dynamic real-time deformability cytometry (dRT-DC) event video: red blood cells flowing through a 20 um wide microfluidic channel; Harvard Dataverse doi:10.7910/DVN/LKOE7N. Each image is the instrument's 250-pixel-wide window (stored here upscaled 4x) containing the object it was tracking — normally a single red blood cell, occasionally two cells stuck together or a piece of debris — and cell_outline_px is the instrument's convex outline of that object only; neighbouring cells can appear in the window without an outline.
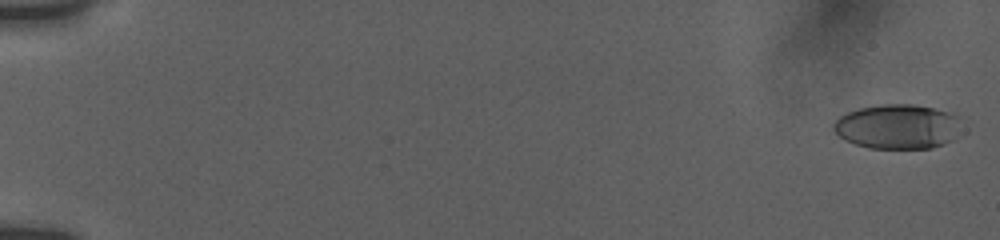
{"species": "human", "species_latin": "Homo sapiens", "temperature_condition": "room temperature", "stored_images_in_passage": 57, "camera_frame_rate_fps": 3000, "um_per_image_px": 0.085, "donor": {"sex": "female"}, "frame": {"image": 1, "passage_image": 2, "time_ms": 0.333, "image_size_px": [1000, 240], "cell_outline_px": [[956, 116], [952, 140], [944, 144], [932, 148], [868, 148], [844, 140], [832, 128], [832, 124], [840, 116], [848, 112], [860, 108], [884, 104], [916, 104], [948, 112]], "centroid_in_image_um": [76.19, 10.76], "position_along_channel_um": 8.8, "area_um2": 32.54}}
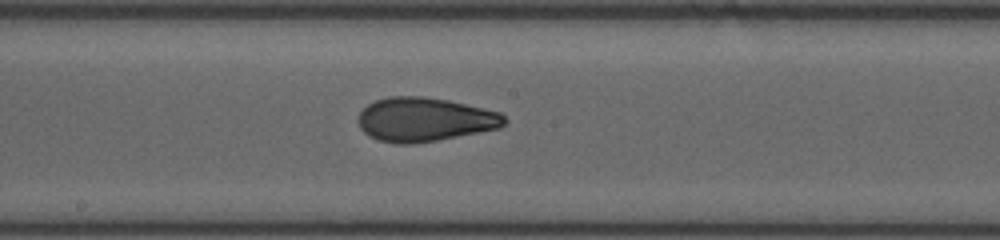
{"frame": {"image": 2, "passage_image": 33, "time_ms": 10.667, "image_size_px": [1000, 240], "cell_outline_px": [[508, 120], [500, 128], [436, 140], [412, 144], [396, 144], [380, 140], [368, 136], [360, 128], [356, 120], [360, 112], [368, 104], [376, 100], [388, 96], [424, 96], [448, 100], [500, 112]], "centroid_in_image_um": [36.06, 10.15], "position_along_channel_um": 212.1, "area_um2": 37.51}}
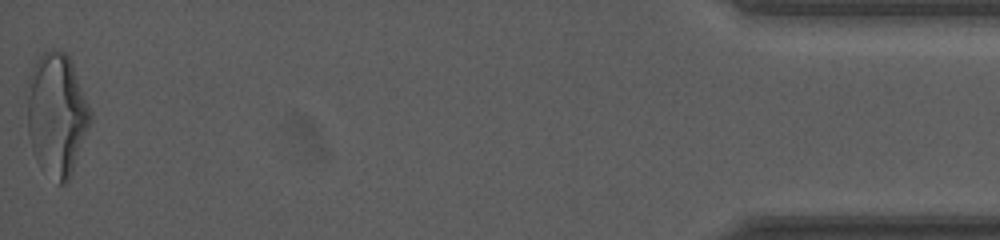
{"frame": {"image": 3, "passage_image": 57, "time_ms": 18.667, "image_size_px": [1000, 240], "cell_outline_px": [[92, 120], [68, 180], [64, 184], [60, 184], [36, 160], [32, 148], [28, 132], [28, 76], [32, 68], [40, 56], [44, 52], [64, 52], [68, 56], [72, 64], [92, 112]], "centroid_in_image_um": [4.83, 9.72], "position_along_channel_um": 430.4, "area_um2": 44.16}, "authors_computed_cell_mechanics": {"area_um2": 36.2406, "velocity_mm_per_s": 3.7748, "shape_relaxation_time_tau1_ms": 5.7418, "shape_relaxation_time_tau2_ms": 1.2832, "deformation_change_tau1": 0.2007, "deformation_change_tau2": 0.0765}}